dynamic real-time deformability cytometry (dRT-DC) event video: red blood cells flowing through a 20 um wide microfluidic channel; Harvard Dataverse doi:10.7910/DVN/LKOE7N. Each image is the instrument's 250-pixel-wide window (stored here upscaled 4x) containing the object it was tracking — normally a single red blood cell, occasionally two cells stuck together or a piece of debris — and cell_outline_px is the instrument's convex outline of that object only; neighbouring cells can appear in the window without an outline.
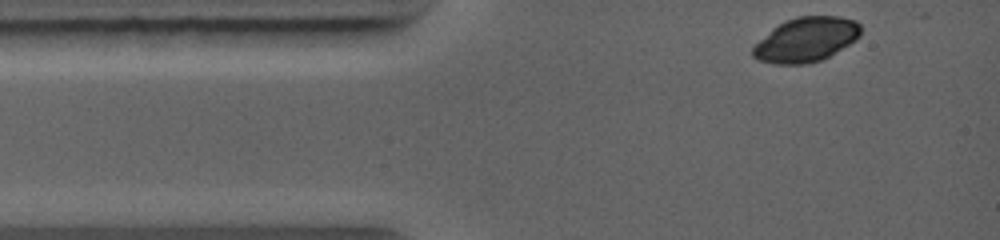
{"species": "common noctule bat (a hibernating species)", "species_latin": "Nyctalus noctula", "temperature_condition": "warm", "stored_images_in_passage": 10, "camera_frame_rate_fps": 5000, "um_per_image_px": 0.085, "animal": {"sex": "female", "body_mass_g": 19.0, "forearm_length_mm": 56.7}, "frame": {"image": 1, "passage_image": 1, "time_ms": 0.0, "image_size_px": [1000, 240], "cell_outline_px": [[860, 36], [856, 40], [824, 60], [808, 64], [772, 64], [760, 60], [752, 56], [752, 48], [772, 28], [784, 20], [796, 16], [840, 16], [856, 20], [860, 24]], "centroid_in_image_um": [68.54, 3.37], "position_along_channel_um": 16.5, "area_um2": 28.26}}